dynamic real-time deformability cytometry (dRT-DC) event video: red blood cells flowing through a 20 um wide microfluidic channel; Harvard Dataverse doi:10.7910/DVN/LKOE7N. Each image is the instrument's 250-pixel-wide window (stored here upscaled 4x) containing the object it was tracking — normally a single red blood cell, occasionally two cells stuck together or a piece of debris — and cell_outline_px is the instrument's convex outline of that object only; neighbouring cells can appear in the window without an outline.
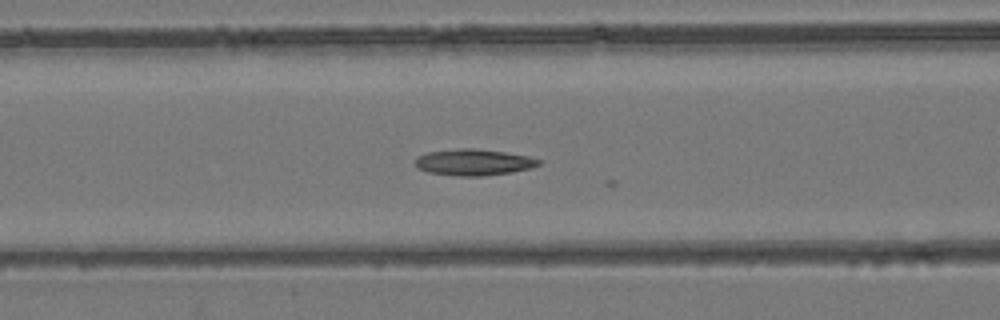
{"species": "common noctule bat (a hibernating species)", "species_latin": "Nyctalus noctula", "temperature_condition": "room temperature", "stored_images_in_passage": 22, "camera_frame_rate_fps": 3000, "um_per_image_px": 0.085, "animal": {"sex": "female", "body_mass_g": 24.6, "forearm_length_mm": 56.2}, "frame": {"image": 1, "passage_image": 20, "time_ms": 6.333, "image_size_px": [1000, 320], "cell_outline_px": [[544, 160], [540, 164], [532, 168], [512, 172], [480, 176], [460, 176], [428, 172], [416, 168], [412, 164], [412, 160], [416, 156], [428, 152], [460, 148], [476, 148], [504, 152], [528, 156]], "centroid_in_image_um": [40.22, 13.79], "position_along_channel_um": 126.4, "area_um2": 19.25}}